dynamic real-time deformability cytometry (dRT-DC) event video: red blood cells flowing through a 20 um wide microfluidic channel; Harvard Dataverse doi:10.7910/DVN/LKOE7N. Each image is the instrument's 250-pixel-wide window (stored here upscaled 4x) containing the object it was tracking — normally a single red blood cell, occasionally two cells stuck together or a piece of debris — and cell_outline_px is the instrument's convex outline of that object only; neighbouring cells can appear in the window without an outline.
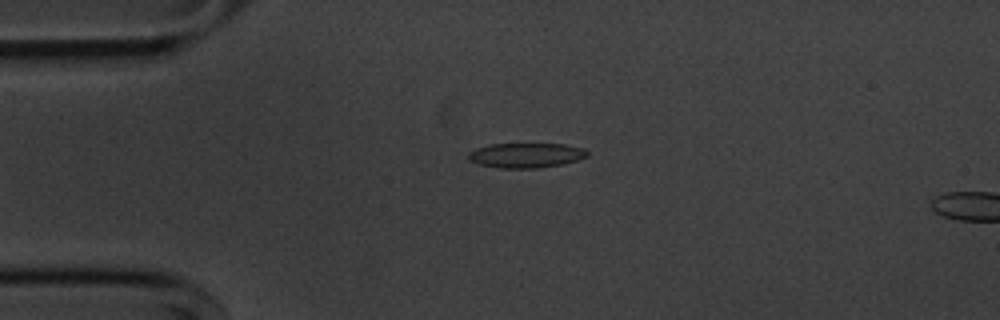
{"species": "common noctule bat (a hibernating species)", "species_latin": "Nyctalus noctula", "temperature_condition": "cold", "stored_images_in_passage": 9, "camera_frame_rate_fps": 3000, "um_per_image_px": 0.085, "animal": {"sex": "male", "body_mass_g": 20.1, "forearm_length_mm": 53.5}, "frame": {"image": 1, "passage_image": 6, "time_ms": 1.667, "image_size_px": [1000, 320], "cell_outline_px": [[588, 156], [564, 164], [536, 168], [500, 168], [480, 164], [468, 160], [468, 152], [476, 148], [492, 144], [564, 144], [584, 148], [588, 152]], "centroid_in_image_um": [44.71, 13.2], "position_along_channel_um": 40.3, "area_um2": 17.17}}